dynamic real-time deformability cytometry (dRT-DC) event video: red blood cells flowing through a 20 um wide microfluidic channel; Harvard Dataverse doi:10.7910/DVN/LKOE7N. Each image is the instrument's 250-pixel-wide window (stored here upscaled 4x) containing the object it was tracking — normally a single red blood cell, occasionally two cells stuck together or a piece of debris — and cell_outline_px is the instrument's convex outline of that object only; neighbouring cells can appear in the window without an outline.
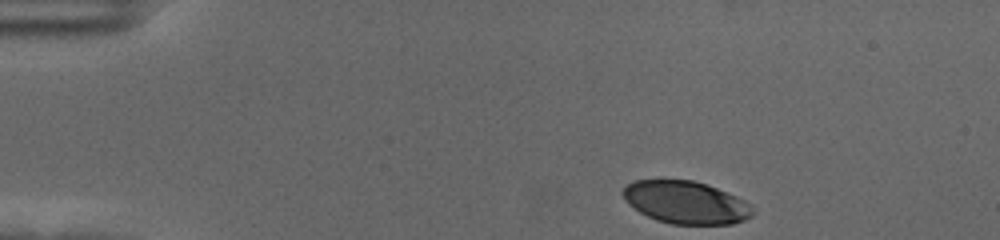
{"species": "human", "species_latin": "Homo sapiens", "temperature_condition": "cold", "stored_images_in_passage": 41, "camera_frame_rate_fps": 3000, "um_per_image_px": 0.085, "donor": {"sex": "female"}, "frame": {"image": 1, "passage_image": 1, "time_ms": 0.0, "image_size_px": [1000, 240], "cell_outline_px": [[752, 216], [744, 220], [732, 224], [672, 224], [656, 220], [640, 212], [628, 204], [624, 200], [620, 192], [628, 184], [636, 180], [692, 180], [716, 188], [736, 196], [744, 200], [752, 208]], "centroid_in_image_um": [58.26, 17.21], "position_along_channel_um": 26.7, "area_um2": 32.02}}
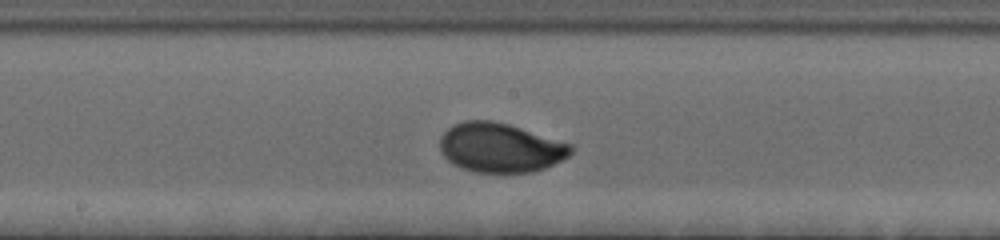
{"frame": {"image": 2, "passage_image": 23, "time_ms": 7.333, "image_size_px": [1000, 240], "cell_outline_px": [[572, 152], [568, 156], [544, 168], [532, 172], [476, 172], [460, 168], [452, 164], [440, 152], [440, 136], [452, 124], [464, 120], [492, 120], [508, 124], [572, 144]], "centroid_in_image_um": [42.48, 12.54], "position_along_channel_um": 205.7, "area_um2": 37.63}}
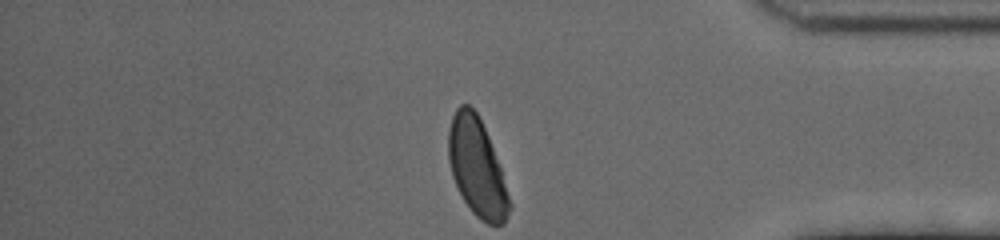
{"frame": {"image": 3, "passage_image": 41, "time_ms": 13.333, "image_size_px": [1000, 240], "cell_outline_px": [[512, 208], [504, 224], [488, 224], [480, 220], [472, 212], [464, 200], [452, 176], [448, 160], [448, 128], [452, 116], [456, 108], [460, 104], [468, 104], [476, 112], [488, 136], [500, 168], [512, 204]], "centroid_in_image_um": [40.53, 14.25], "position_along_channel_um": 394.7, "area_um2": 34.62}, "authors_computed_cell_mechanics": {"area_um2": 36.125, "velocity_mm_per_s": 3.5103, "shape_relaxation_time_tau1_ms": 3.3936, "shape_relaxation_time_tau2_ms": null, "deformation_change_tau1": 0.1644, "deformation_change_tau2": null}}